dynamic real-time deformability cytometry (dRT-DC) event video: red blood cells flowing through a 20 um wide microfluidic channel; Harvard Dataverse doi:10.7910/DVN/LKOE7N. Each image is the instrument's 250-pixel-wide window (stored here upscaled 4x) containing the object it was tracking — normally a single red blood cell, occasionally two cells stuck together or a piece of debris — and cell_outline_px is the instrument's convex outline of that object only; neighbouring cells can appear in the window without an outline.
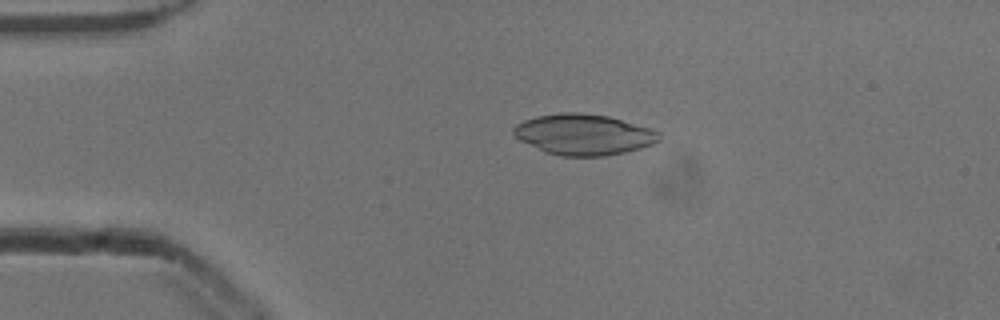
{"species": "common noctule bat (a hibernating species)", "species_latin": "Nyctalus noctula", "temperature_condition": "cold", "stored_images_in_passage": 53, "camera_frame_rate_fps": 3000, "um_per_image_px": 0.085, "animal": {"sex": "male", "body_mass_g": 13.3}, "frame": {"image": 1, "passage_image": 11, "time_ms": 3.333, "image_size_px": [1000, 320], "cell_outline_px": [[660, 140], [652, 144], [640, 148], [624, 152], [604, 156], [560, 156], [544, 152], [520, 140], [512, 132], [512, 128], [516, 124], [524, 120], [536, 116], [560, 112], [580, 112], [608, 116], [648, 128], [660, 132]], "centroid_in_image_um": [49.57, 11.43], "position_along_channel_um": 35.4, "area_um2": 34.56}}
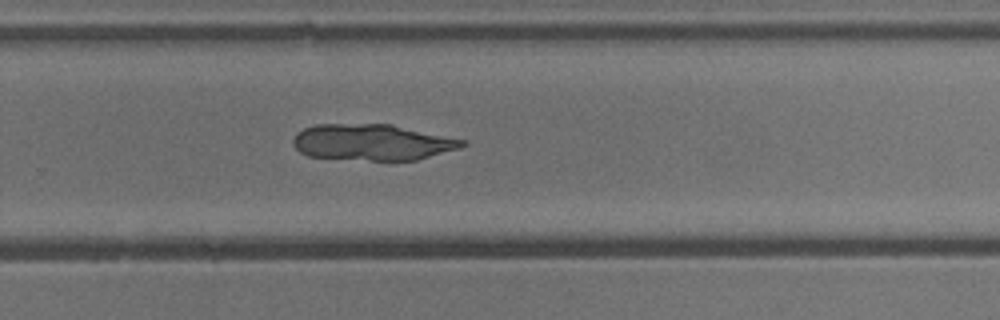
{"frame": {"image": 2, "passage_image": 34, "time_ms": 11.0, "image_size_px": [1000, 320], "cell_outline_px": [[468, 144], [460, 148], [416, 160], [368, 160], [308, 156], [300, 152], [292, 144], [292, 140], [296, 132], [304, 128], [316, 124], [392, 124], [464, 140]], "centroid_in_image_um": [31.62, 12.08], "position_along_channel_um": 298.2, "area_um2": 35.6}}